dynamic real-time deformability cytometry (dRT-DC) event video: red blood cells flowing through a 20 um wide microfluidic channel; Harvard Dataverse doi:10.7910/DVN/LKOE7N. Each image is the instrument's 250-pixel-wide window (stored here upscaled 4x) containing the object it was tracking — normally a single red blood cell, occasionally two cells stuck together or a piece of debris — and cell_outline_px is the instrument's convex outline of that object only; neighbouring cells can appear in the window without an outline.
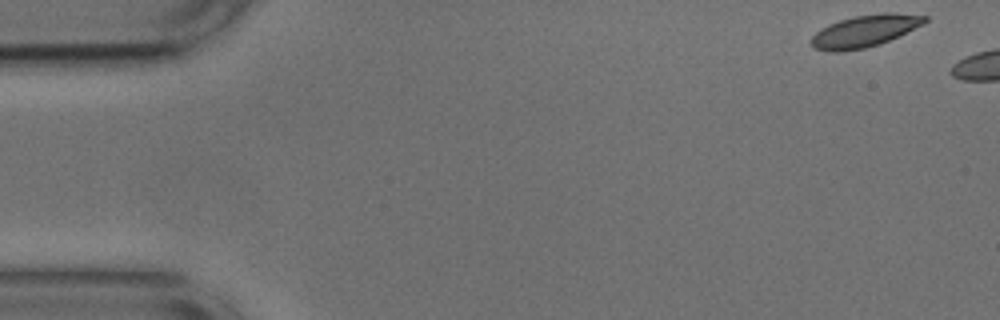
{"species": "common noctule bat (a hibernating species)", "species_latin": "Nyctalus noctula", "temperature_condition": "cold", "stored_images_in_passage": 43, "camera_frame_rate_fps": 3000, "um_per_image_px": 0.085, "animal": {"sex": "male", "body_mass_g": 17.9, "forearm_length_mm": 54.2}, "frame": {"image": 1, "passage_image": 1, "time_ms": 0.0, "image_size_px": [1000, 320], "cell_outline_px": [[928, 20], [924, 24], [880, 44], [864, 48], [840, 52], [832, 52], [812, 48], [812, 36], [816, 32], [828, 24], [852, 16], [884, 12], [892, 12], [928, 16]], "centroid_in_image_um": [73.51, 2.63], "position_along_channel_um": 11.5, "area_um2": 21.21}}
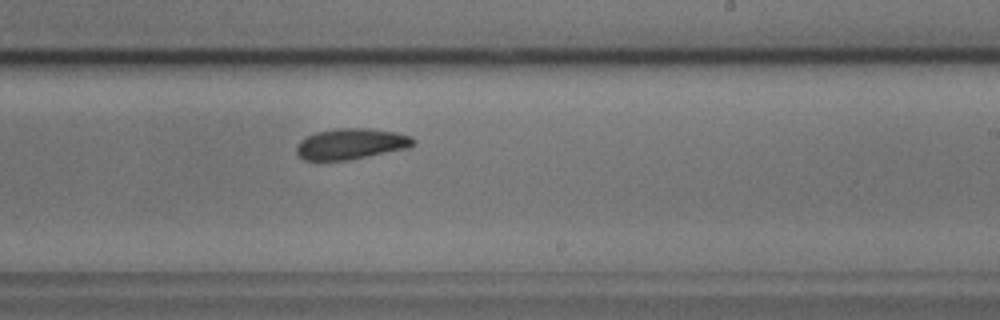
{"frame": {"image": 2, "passage_image": 31, "time_ms": 10.0, "image_size_px": [1000, 320], "cell_outline_px": [[416, 140], [408, 148], [348, 160], [304, 160], [296, 152], [296, 148], [300, 140], [316, 132], [336, 128], [368, 128], [396, 132], [412, 136]], "centroid_in_image_um": [29.84, 12.22], "position_along_channel_um": 259.2, "area_um2": 20.92}}
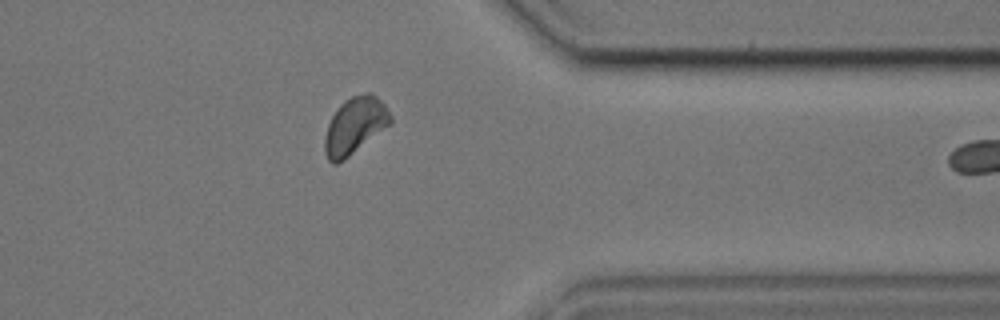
{"frame": {"image": 3, "passage_image": 42, "time_ms": 13.667, "image_size_px": [1000, 320], "cell_outline_px": [[392, 124], [344, 160], [336, 164], [332, 164], [328, 160], [324, 152], [324, 140], [328, 124], [336, 108], [344, 100], [352, 96], [364, 92], [372, 92], [384, 104], [392, 116]], "centroid_in_image_um": [30.17, 10.68], "position_along_channel_um": 381.2, "area_um2": 22.02}}